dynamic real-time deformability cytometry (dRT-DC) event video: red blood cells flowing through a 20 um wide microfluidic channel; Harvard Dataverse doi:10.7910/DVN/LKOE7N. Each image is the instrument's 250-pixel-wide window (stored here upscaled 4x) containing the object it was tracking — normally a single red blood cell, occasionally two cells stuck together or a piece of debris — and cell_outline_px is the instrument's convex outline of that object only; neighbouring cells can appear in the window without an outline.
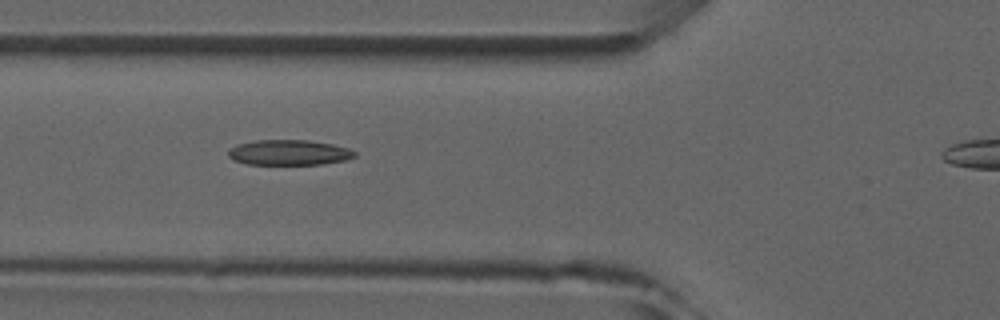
{"species": "common noctule bat (a hibernating species)", "species_latin": "Nyctalus noctula", "temperature_condition": "room temperature", "stored_images_in_passage": 6, "camera_frame_rate_fps": 3000, "um_per_image_px": 0.085, "animal": {"sex": "male", "forearm_length_mm": 52.5}, "frame": {"image": 1, "passage_image": 3, "time_ms": 2.333, "image_size_px": [1000, 320], "cell_outline_px": [[356, 156], [344, 160], [324, 164], [248, 164], [232, 160], [228, 156], [228, 148], [236, 144], [256, 140], [308, 140], [332, 144], [348, 148], [356, 152]], "centroid_in_image_um": [24.53, 12.96], "position_along_channel_um": 101.3, "area_um2": 18.73}}
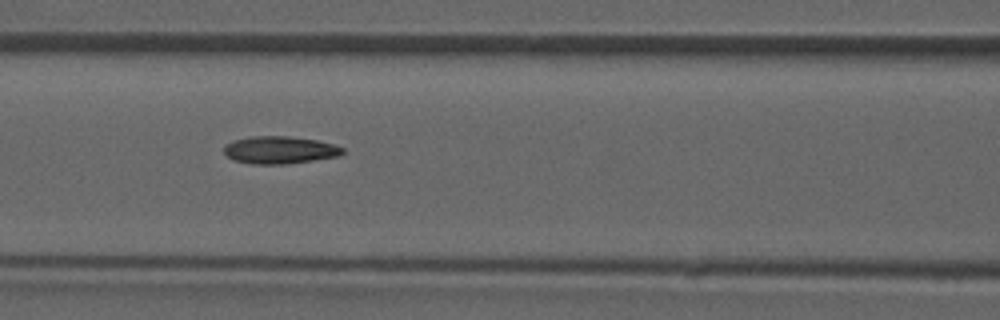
{"frame": {"image": 2, "passage_image": 4, "time_ms": 3.333, "image_size_px": [1000, 320], "cell_outline_px": [[344, 152], [340, 156], [284, 164], [252, 164], [236, 160], [228, 156], [224, 152], [224, 144], [232, 140], [252, 136], [288, 136], [316, 140], [332, 144], [344, 148]], "centroid_in_image_um": [23.76, 12.74], "position_along_channel_um": 142.8, "area_um2": 18.9}}